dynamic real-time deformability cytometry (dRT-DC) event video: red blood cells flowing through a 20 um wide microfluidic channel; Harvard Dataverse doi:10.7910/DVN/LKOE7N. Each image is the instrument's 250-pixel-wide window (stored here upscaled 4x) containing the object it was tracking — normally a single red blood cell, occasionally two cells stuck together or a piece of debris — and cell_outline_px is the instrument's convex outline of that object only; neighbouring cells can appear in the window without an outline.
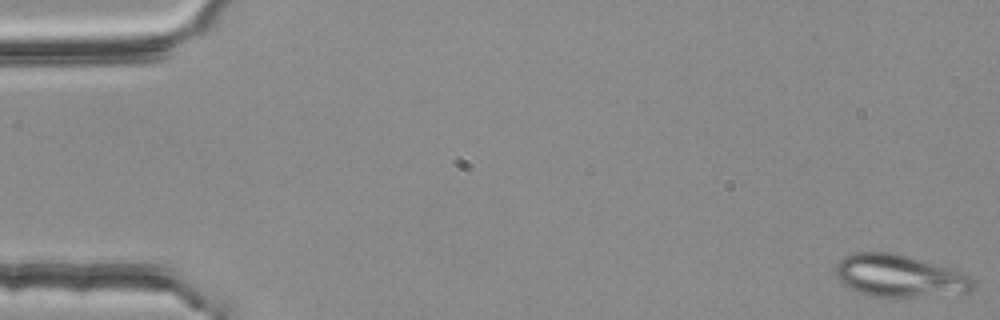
{"species": "common noctule bat (a hibernating species)", "species_latin": "Nyctalus noctula", "temperature_condition": "room temperature", "stored_images_in_passage": 52, "segment_of_instrument_passage": [1, 2], "camera_frame_rate_fps": 3000, "um_per_image_px": 0.085, "animal": {"sex": "female", "body_mass_g": 25.1}, "frame": {"image": 1, "passage_image": 1, "time_ms": 0.0, "image_size_px": [1000, 320], "cell_outline_px": [[972, 292], [916, 296], [868, 296], [856, 292], [848, 288], [836, 276], [836, 264], [844, 256], [852, 252], [892, 252], [936, 264], [960, 272], [968, 276], [972, 280]], "centroid_in_image_um": [76.37, 23.44], "position_along_channel_um": 8.6, "area_um2": 33.41}}